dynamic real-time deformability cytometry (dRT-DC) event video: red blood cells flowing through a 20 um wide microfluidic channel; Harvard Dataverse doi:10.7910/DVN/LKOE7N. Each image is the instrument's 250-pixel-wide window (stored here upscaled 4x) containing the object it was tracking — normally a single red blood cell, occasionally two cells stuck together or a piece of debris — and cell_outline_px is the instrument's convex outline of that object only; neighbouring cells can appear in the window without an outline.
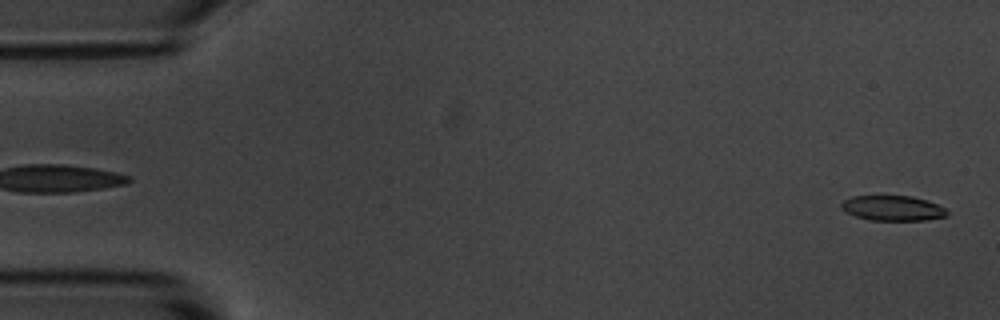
{"species": "common noctule bat (a hibernating species)", "species_latin": "Nyctalus noctula", "temperature_condition": "room temperature", "stored_images_in_passage": 54, "camera_frame_rate_fps": 3000, "um_per_image_px": 0.085, "animal": {"sex": "male", "body_mass_g": 20.1, "forearm_length_mm": 53.5}, "frame": {"image": 1, "passage_image": 1, "time_ms": 0.0, "image_size_px": [1000, 320], "cell_outline_px": [[948, 216], [928, 220], [868, 220], [856, 216], [840, 208], [840, 204], [844, 200], [852, 196], [912, 196], [936, 204], [944, 208], [948, 212]], "centroid_in_image_um": [75.87, 17.7], "position_along_channel_um": 9.1, "area_um2": 15.37}}
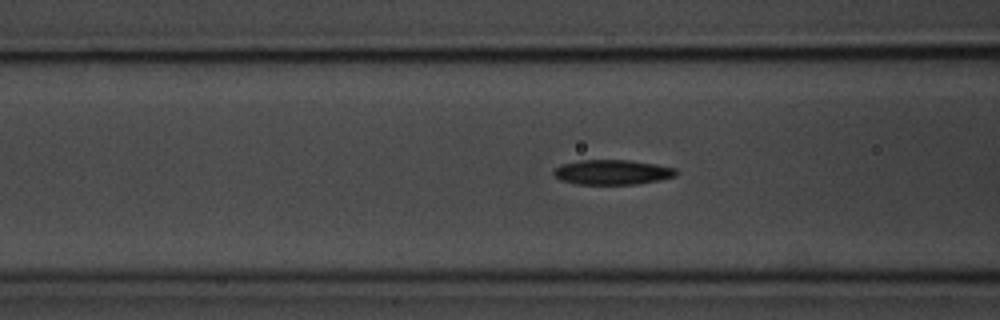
{"frame": {"image": 2, "passage_image": 20, "time_ms": 6.333, "image_size_px": [1000, 320], "cell_outline_px": [[676, 176], [660, 180], [636, 184], [576, 184], [560, 180], [552, 172], [560, 164], [580, 160], [628, 160], [656, 164], [676, 168]], "centroid_in_image_um": [52.04, 14.63], "position_along_channel_um": 114.6, "area_um2": 17.74}}
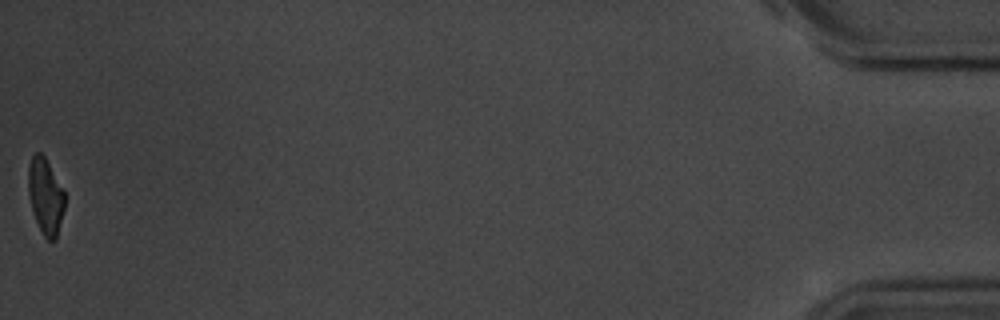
{"frame": {"image": 3, "passage_image": 54, "time_ms": 17.667, "image_size_px": [1000, 320], "cell_outline_px": [[64, 208], [56, 240], [48, 240], [44, 236], [36, 220], [32, 208], [28, 192], [28, 168], [32, 156], [36, 152], [40, 152], [44, 156], [64, 192]], "centroid_in_image_um": [3.86, 16.68], "position_along_channel_um": 431.3, "area_um2": 15.72}, "authors_computed_cell_mechanics": {"area_um2": 17.7735, "velocity_mm_per_s": 3.6623, "shape_relaxation_time_tau1_ms": 3.4272, "shape_relaxation_time_tau2_ms": 4.009, "deformation_change_tau1": 0.1378, "deformation_change_tau2": 0.1081}}